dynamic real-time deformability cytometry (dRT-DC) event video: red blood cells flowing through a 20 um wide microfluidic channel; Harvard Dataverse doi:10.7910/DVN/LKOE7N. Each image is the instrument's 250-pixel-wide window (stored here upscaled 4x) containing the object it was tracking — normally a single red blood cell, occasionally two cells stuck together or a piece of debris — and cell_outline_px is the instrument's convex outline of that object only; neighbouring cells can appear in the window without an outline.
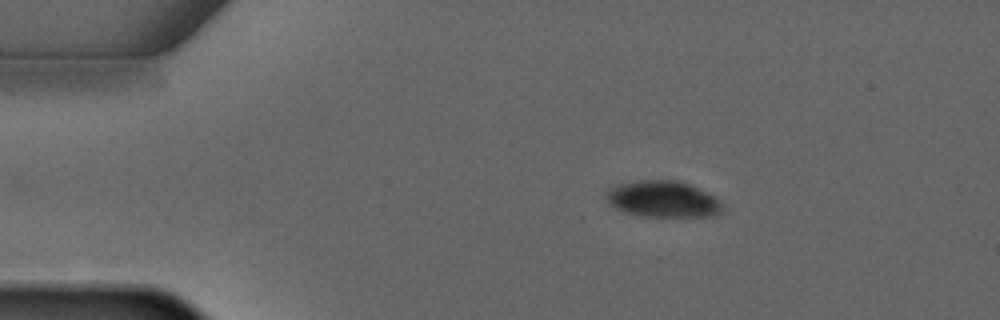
{"species": "common noctule bat (a hibernating species)", "species_latin": "Nyctalus noctula", "temperature_condition": "warm", "stored_images_in_passage": 3, "camera_frame_rate_fps": 3000, "um_per_image_px": 0.085, "animal": {"sex": "male", "forearm_length_mm": 52.5}, "frame": {"image": 1, "passage_image": 1, "time_ms": 0.0, "image_size_px": [1000, 320], "cell_outline_px": [[724, 212], [716, 216], [644, 216], [624, 212], [608, 204], [604, 196], [604, 192], [608, 188], [616, 184], [636, 180], [680, 180], [692, 184], [720, 200], [724, 204]], "centroid_in_image_um": [56.35, 16.91], "position_along_channel_um": 28.7, "area_um2": 25.26}}
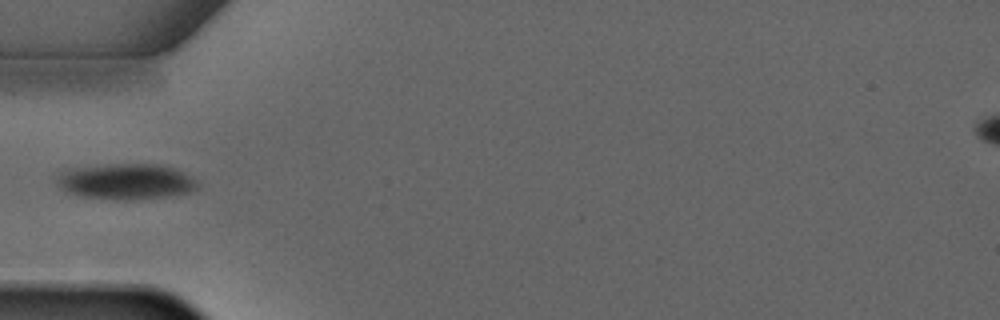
{"frame": {"image": 2, "passage_image": 3, "time_ms": 2.333, "image_size_px": [1000, 320], "cell_outline_px": [[196, 188], [188, 192], [168, 196], [84, 196], [60, 188], [56, 180], [56, 176], [60, 172], [68, 168], [108, 164], [160, 164], [172, 168], [196, 180]], "centroid_in_image_um": [10.65, 15.35], "position_along_channel_um": 74.4, "area_um2": 27.57}}